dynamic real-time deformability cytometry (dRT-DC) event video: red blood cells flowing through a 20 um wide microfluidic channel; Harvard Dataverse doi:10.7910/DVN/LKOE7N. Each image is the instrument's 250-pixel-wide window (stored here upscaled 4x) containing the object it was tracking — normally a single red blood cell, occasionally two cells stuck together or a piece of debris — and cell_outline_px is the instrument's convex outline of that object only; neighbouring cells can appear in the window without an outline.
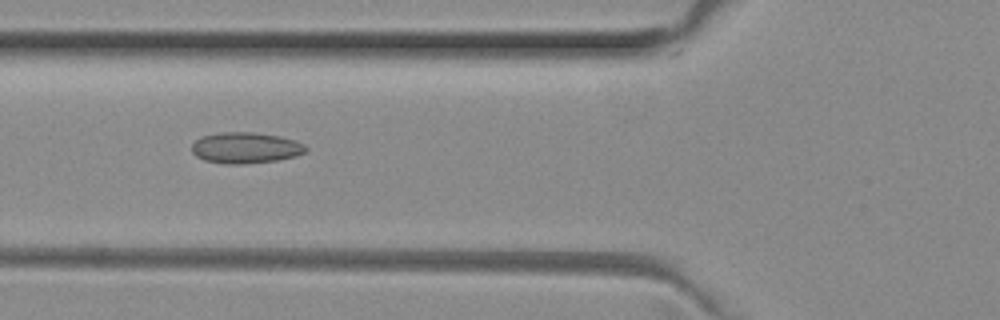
{"species": "common noctule bat (a hibernating species)", "species_latin": "Nyctalus noctula", "temperature_condition": "room temperature", "stored_images_in_passage": 36, "camera_frame_rate_fps": 3000, "um_per_image_px": 0.085, "animal": {"sex": "female", "body_mass_g": 29.2, "forearm_length_mm": 56.3}, "frame": {"image": 1, "passage_image": 4, "time_ms": 1.0, "image_size_px": [1000, 320], "cell_outline_px": [[308, 152], [296, 156], [280, 160], [244, 164], [224, 164], [204, 160], [196, 156], [192, 152], [192, 144], [200, 136], [220, 132], [252, 132], [280, 136], [296, 140], [304, 144], [308, 148]], "centroid_in_image_um": [20.9, 12.57], "position_along_channel_um": 104.9, "area_um2": 20.98}}
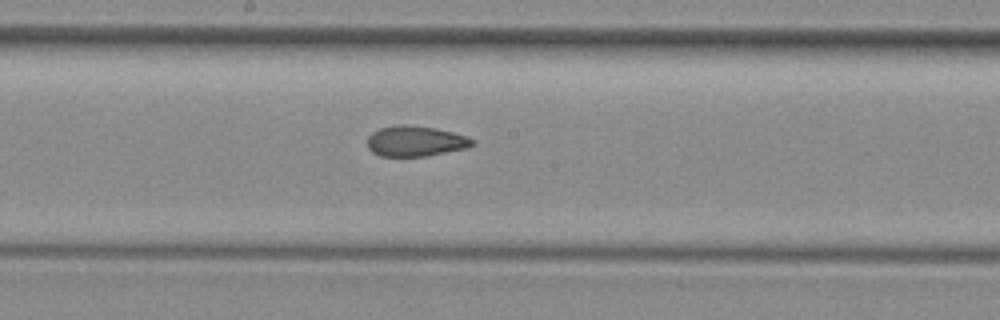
{"frame": {"image": 2, "passage_image": 12, "time_ms": 3.667, "image_size_px": [1000, 320], "cell_outline_px": [[476, 140], [472, 144], [464, 148], [424, 156], [380, 156], [372, 152], [368, 148], [368, 136], [372, 132], [380, 128], [396, 124], [408, 124], [436, 128], [468, 136]], "centroid_in_image_um": [35.28, 11.98], "position_along_channel_um": 212.9, "area_um2": 18.61}}
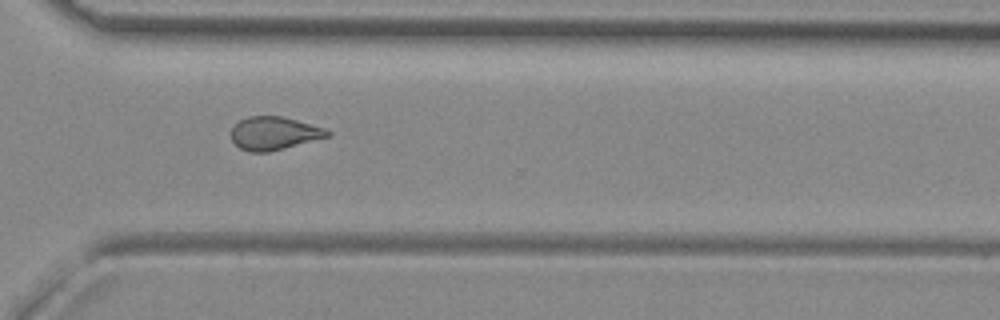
{"frame": {"image": 3, "passage_image": 22, "time_ms": 7.0, "image_size_px": [1000, 320], "cell_outline_px": [[332, 136], [268, 152], [248, 152], [240, 148], [232, 140], [232, 128], [240, 120], [248, 116], [280, 116], [296, 120], [324, 128], [332, 132]], "centroid_in_image_um": [23.32, 11.33], "position_along_channel_um": 347.3, "area_um2": 18.5}, "authors_computed_cell_mechanics": {"area_um2": 18.9006, "velocity_mm_per_s": 4.0378, "shape_relaxation_time_tau1_ms": null, "shape_relaxation_time_tau2_ms": 2.0456, "deformation_change_tau1": null, "deformation_change_tau2": 0.0831}}